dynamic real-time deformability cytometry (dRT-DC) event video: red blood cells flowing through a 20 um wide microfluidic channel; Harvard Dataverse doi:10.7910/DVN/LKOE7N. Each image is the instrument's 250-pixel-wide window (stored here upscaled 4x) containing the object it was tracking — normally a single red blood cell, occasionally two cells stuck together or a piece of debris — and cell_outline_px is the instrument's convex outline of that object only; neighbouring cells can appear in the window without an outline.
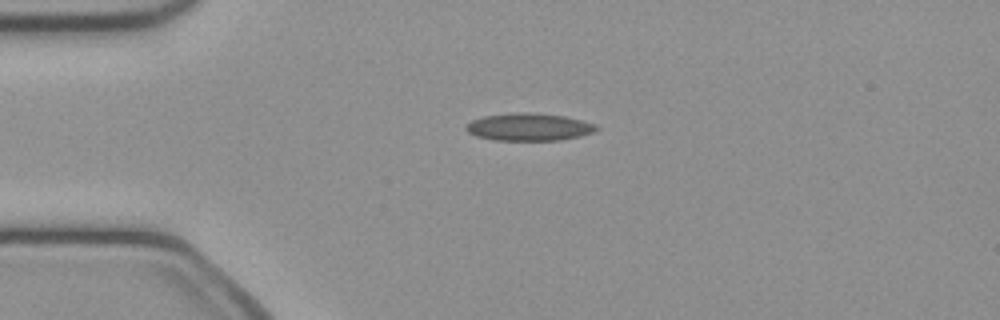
{"species": "common noctule bat (a hibernating species)", "species_latin": "Nyctalus noctula", "temperature_condition": "cold", "stored_images_in_passage": 18, "camera_frame_rate_fps": 3000, "um_per_image_px": 0.085, "animal": {"sex": "female", "body_mass_g": 21.9}, "frame": {"image": 1, "passage_image": 10, "time_ms": 3.0, "image_size_px": [1000, 320], "cell_outline_px": [[600, 128], [592, 132], [580, 136], [560, 140], [496, 140], [476, 136], [468, 132], [464, 128], [472, 120], [484, 116], [524, 112], [564, 116], [596, 124]], "centroid_in_image_um": [44.97, 10.8], "position_along_channel_um": 40.0, "area_um2": 20.58}}